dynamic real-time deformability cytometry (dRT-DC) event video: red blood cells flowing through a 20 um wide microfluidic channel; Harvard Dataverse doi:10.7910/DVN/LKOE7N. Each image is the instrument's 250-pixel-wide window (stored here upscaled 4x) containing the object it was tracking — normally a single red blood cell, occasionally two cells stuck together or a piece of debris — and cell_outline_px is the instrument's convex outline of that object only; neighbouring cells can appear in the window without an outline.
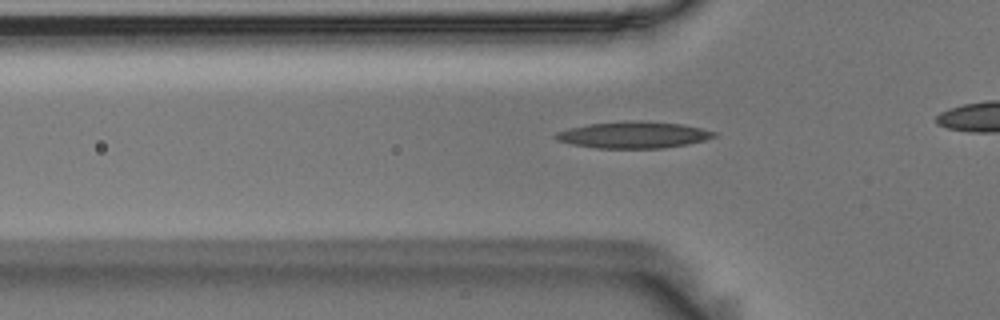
{"species": "Egyptian fruit bat (a non-hibernating species)", "species_latin": "Rousettus aegyptiacus", "temperature_condition": "room temperature", "stored_images_in_passage": 41, "camera_frame_rate_fps": 3000, "um_per_image_px": 0.085, "animal": {"sex": "male"}, "frame": {"image": 1, "passage_image": 14, "time_ms": 4.333, "image_size_px": [1000, 320], "cell_outline_px": [[716, 136], [704, 140], [688, 144], [664, 148], [596, 148], [572, 144], [556, 140], [552, 136], [556, 132], [568, 128], [588, 124], [628, 120], [640, 120], [684, 124], [716, 132]], "centroid_in_image_um": [53.82, 11.46], "position_along_channel_um": 72.0, "area_um2": 24.74}}
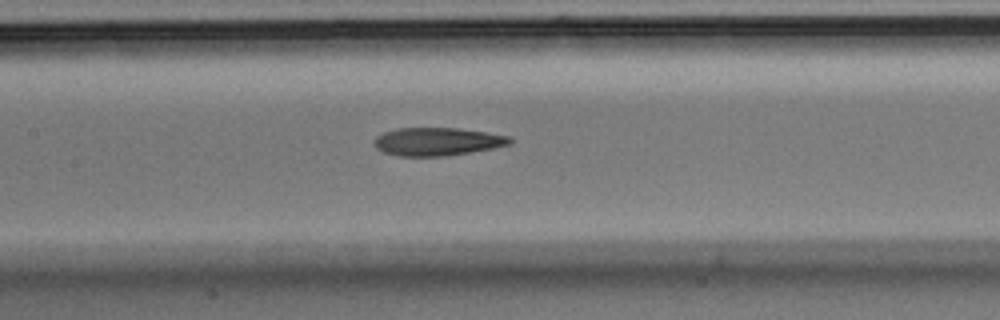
{"frame": {"image": 2, "passage_image": 22, "time_ms": 7.0, "image_size_px": [1000, 320], "cell_outline_px": [[512, 144], [492, 148], [444, 156], [400, 156], [384, 152], [376, 148], [376, 136], [384, 132], [396, 128], [456, 128], [488, 132], [512, 136]], "centroid_in_image_um": [37.21, 12.02], "position_along_channel_um": 170.2, "area_um2": 22.08}}
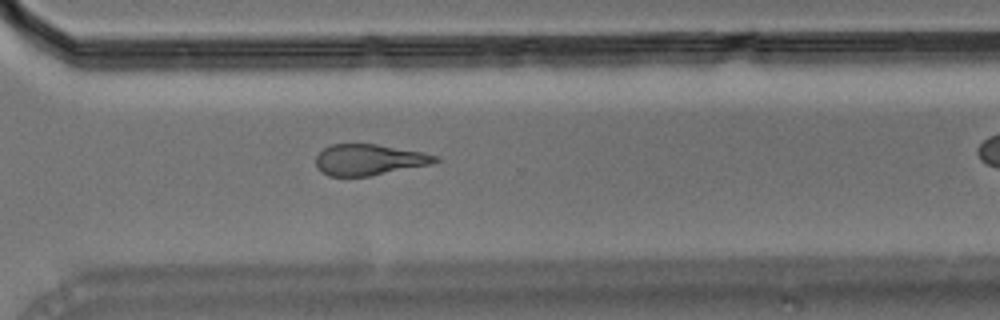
{"frame": {"image": 3, "passage_image": 36, "time_ms": 11.667, "image_size_px": [1000, 320], "cell_outline_px": [[440, 160], [432, 164], [368, 176], [328, 176], [320, 172], [316, 168], [316, 156], [324, 148], [332, 144], [376, 144], [424, 152], [440, 156]], "centroid_in_image_um": [31.38, 13.58], "position_along_channel_um": 339.2, "area_um2": 21.68}}